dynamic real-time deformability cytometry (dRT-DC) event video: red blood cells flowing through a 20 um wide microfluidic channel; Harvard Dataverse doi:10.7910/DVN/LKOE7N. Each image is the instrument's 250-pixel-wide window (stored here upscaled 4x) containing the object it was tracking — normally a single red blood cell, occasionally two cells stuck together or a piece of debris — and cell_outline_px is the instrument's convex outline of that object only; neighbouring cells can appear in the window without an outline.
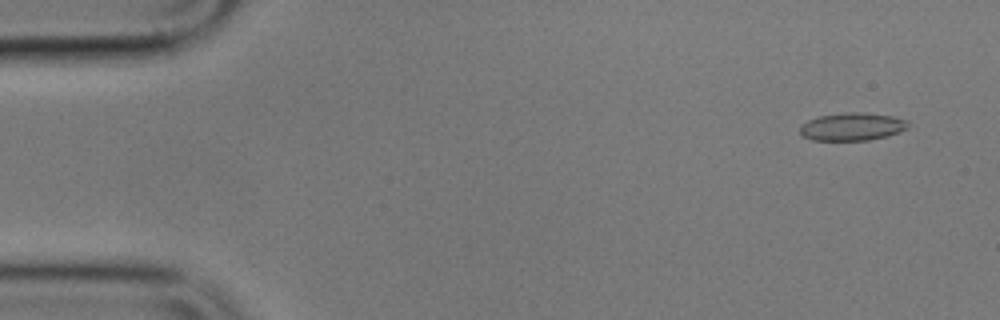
{"species": "common noctule bat (a hibernating species)", "species_latin": "Nyctalus noctula", "temperature_condition": "cold", "stored_images_in_passage": 15, "camera_frame_rate_fps": 3000, "um_per_image_px": 0.085, "animal": {"sex": "male", "body_mass_g": 17.9}, "frame": {"image": 1, "passage_image": 4, "time_ms": 1.0, "image_size_px": [1000, 320], "cell_outline_px": [[908, 128], [900, 132], [888, 136], [868, 140], [812, 140], [800, 136], [800, 124], [808, 120], [820, 116], [844, 112], [860, 112], [892, 116], [908, 120]], "centroid_in_image_um": [72.42, 10.77], "position_along_channel_um": 12.6, "area_um2": 17.69}}
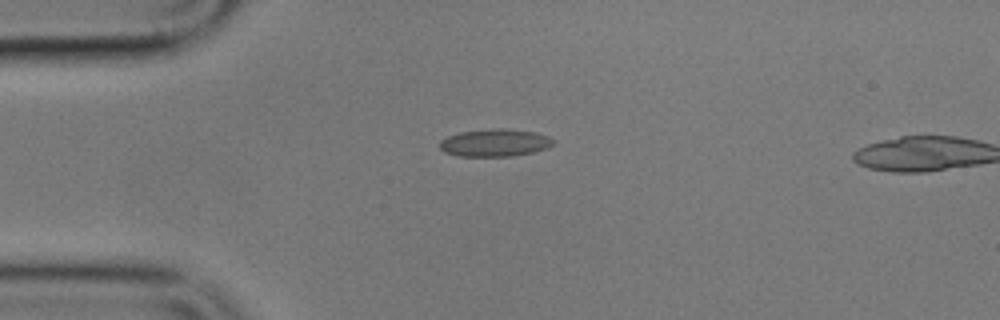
{"frame": {"image": 2, "passage_image": 14, "time_ms": 4.333, "image_size_px": [1000, 320], "cell_outline_px": [[556, 144], [548, 148], [532, 152], [512, 156], [456, 156], [444, 152], [440, 148], [440, 140], [448, 136], [460, 132], [496, 128], [504, 128], [536, 132], [548, 136], [556, 140]], "centroid_in_image_um": [42.1, 12.13], "position_along_channel_um": 42.9, "area_um2": 18.38}}